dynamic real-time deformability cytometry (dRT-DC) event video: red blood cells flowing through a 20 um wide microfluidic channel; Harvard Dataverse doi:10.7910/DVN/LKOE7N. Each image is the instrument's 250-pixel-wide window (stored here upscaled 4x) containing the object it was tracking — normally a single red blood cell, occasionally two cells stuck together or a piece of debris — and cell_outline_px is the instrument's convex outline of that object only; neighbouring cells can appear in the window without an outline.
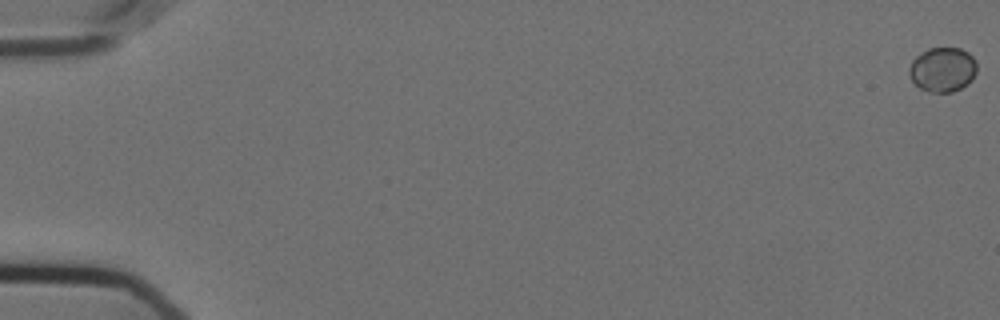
{"species": "Egyptian fruit bat (a non-hibernating species)", "species_latin": "Rousettus aegyptiacus", "temperature_condition": "cold", "stored_images_in_passage": 47, "camera_frame_rate_fps": 3000, "um_per_image_px": 0.085, "animal": {"sex": "female"}, "frame": {"image": 1, "passage_image": 1, "time_ms": 0.0, "image_size_px": [1000, 320], "cell_outline_px": [[976, 72], [972, 80], [968, 84], [952, 92], [928, 92], [920, 88], [912, 80], [908, 72], [912, 60], [916, 56], [928, 48], [960, 48], [968, 52], [972, 56], [976, 64]], "centroid_in_image_um": [80.12, 5.91], "position_along_channel_um": 4.9, "area_um2": 17.57}}
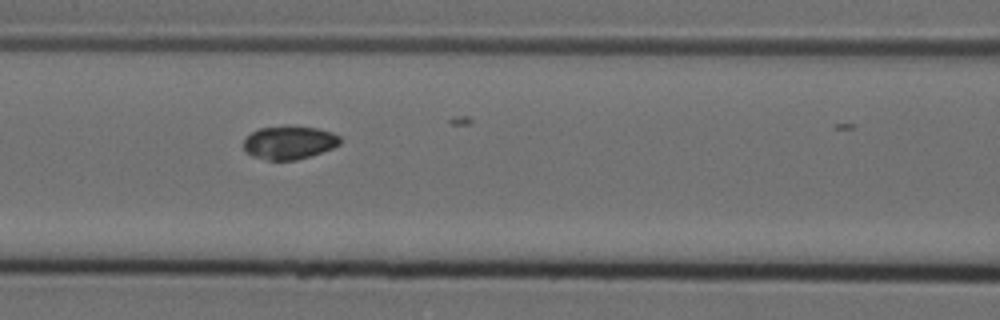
{"frame": {"image": 2, "passage_image": 27, "time_ms": 8.667, "image_size_px": [1000, 320], "cell_outline_px": [[340, 144], [332, 148], [296, 160], [268, 160], [252, 156], [244, 152], [244, 140], [252, 132], [260, 128], [316, 128], [332, 132], [340, 136]], "centroid_in_image_um": [24.56, 12.15], "position_along_channel_um": 142.0, "area_um2": 18.09}}
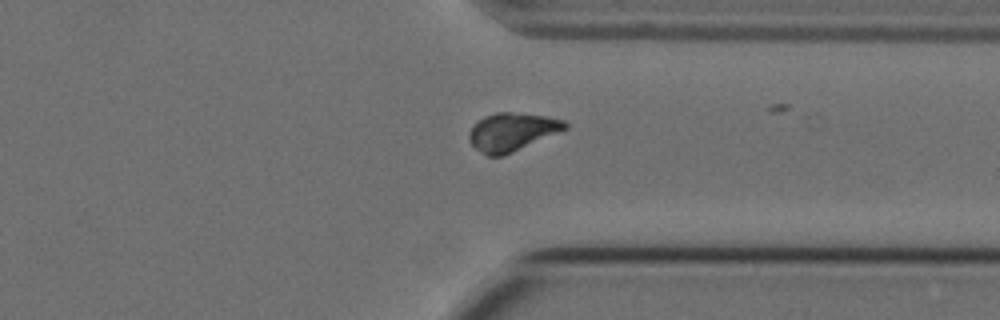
{"frame": {"image": 3, "passage_image": 46, "time_ms": 15.0, "image_size_px": [1000, 320], "cell_outline_px": [[568, 128], [504, 156], [488, 156], [476, 148], [468, 140], [468, 136], [472, 128], [484, 116], [496, 112], [512, 112], [548, 116], [564, 120], [568, 124]], "centroid_in_image_um": [43.54, 11.2], "position_along_channel_um": 367.9, "area_um2": 21.15}}